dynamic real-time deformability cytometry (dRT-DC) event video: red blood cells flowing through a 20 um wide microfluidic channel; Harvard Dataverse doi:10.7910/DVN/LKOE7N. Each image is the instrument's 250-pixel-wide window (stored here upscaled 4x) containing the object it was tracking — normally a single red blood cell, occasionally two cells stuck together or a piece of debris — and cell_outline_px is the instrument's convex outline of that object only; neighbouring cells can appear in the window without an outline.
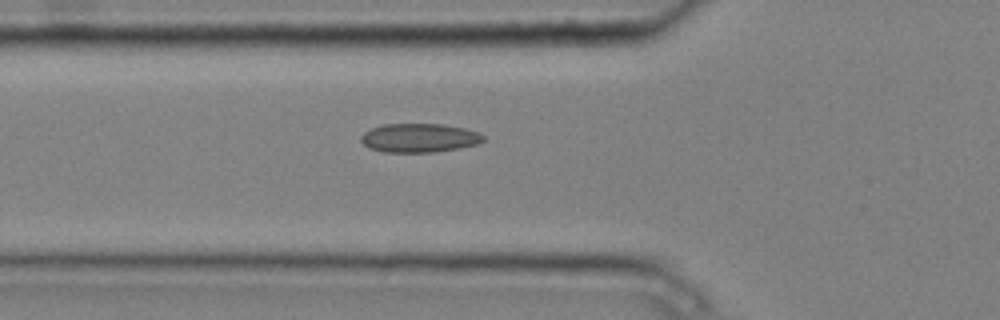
{"species": "common noctule bat (a hibernating species)", "species_latin": "Nyctalus noctula", "temperature_condition": "cold", "stored_images_in_passage": 5, "camera_frame_rate_fps": 3000, "um_per_image_px": 0.085, "animal": {"sex": "male", "body_mass_g": 20.4}, "frame": {"image": 1, "passage_image": 5, "time_ms": 1.333, "image_size_px": [1000, 320], "cell_outline_px": [[484, 140], [476, 144], [460, 148], [436, 152], [384, 152], [372, 148], [364, 144], [360, 140], [360, 136], [364, 132], [372, 128], [384, 124], [444, 124], [464, 128], [480, 132], [484, 136]], "centroid_in_image_um": [35.66, 11.72], "position_along_channel_um": 90.1, "area_um2": 20.58}}